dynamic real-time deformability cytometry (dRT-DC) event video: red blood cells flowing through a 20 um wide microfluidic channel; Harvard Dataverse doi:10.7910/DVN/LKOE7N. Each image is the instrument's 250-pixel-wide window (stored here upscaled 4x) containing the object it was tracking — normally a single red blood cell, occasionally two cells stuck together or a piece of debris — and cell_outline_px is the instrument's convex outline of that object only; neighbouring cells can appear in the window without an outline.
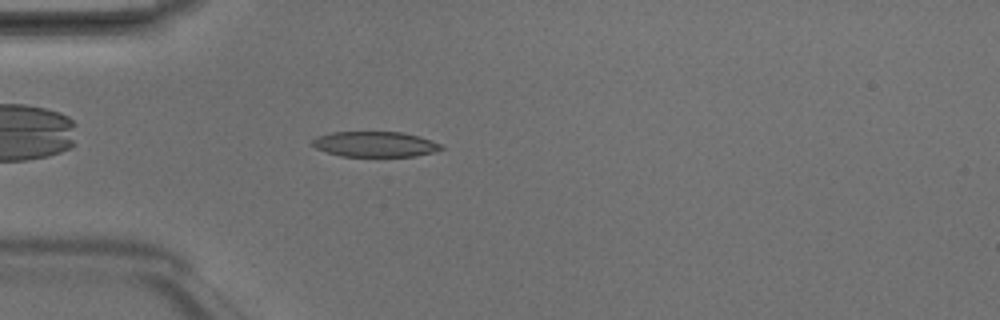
{"species": "Egyptian fruit bat (a non-hibernating species)", "species_latin": "Rousettus aegyptiacus", "temperature_condition": "room temperature", "stored_images_in_passage": 5, "camera_frame_rate_fps": 3000, "um_per_image_px": 0.085, "animal": {"sex": "male"}, "frame": {"image": 1, "passage_image": 5, "time_ms": 1.333, "image_size_px": [1000, 320], "cell_outline_px": [[444, 148], [432, 152], [416, 156], [340, 156], [316, 148], [312, 144], [312, 140], [316, 136], [332, 132], [400, 132], [420, 136], [440, 144]], "centroid_in_image_um": [31.86, 12.25], "position_along_channel_um": 53.1, "area_um2": 18.9}}